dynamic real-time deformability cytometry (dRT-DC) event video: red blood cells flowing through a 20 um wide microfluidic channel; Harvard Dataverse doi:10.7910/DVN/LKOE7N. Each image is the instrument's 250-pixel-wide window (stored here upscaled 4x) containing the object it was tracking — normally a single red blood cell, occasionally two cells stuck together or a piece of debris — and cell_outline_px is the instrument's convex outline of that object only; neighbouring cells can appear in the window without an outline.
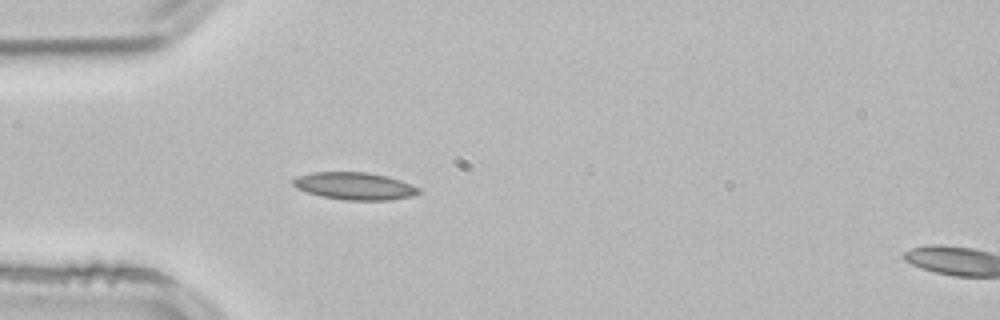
{"species": "common noctule bat (a hibernating species)", "species_latin": "Nyctalus noctula", "temperature_condition": "room temperature", "stored_images_in_passage": 3, "segment_of_instrument_passage": [1, 2], "camera_frame_rate_fps": 3000, "um_per_image_px": 0.085, "animal": {"sex": "male", "body_mass_g": 21.5, "forearm_length_mm": 52.0}, "frame": {"image": 1, "passage_image": 2, "time_ms": 0.333, "image_size_px": [1000, 320], "cell_outline_px": [[420, 192], [412, 196], [388, 200], [344, 200], [320, 196], [296, 188], [292, 184], [292, 180], [296, 176], [312, 172], [368, 172], [388, 176], [412, 184], [420, 188]], "centroid_in_image_um": [30.13, 15.8], "position_along_channel_um": 54.9, "area_um2": 20.17}}